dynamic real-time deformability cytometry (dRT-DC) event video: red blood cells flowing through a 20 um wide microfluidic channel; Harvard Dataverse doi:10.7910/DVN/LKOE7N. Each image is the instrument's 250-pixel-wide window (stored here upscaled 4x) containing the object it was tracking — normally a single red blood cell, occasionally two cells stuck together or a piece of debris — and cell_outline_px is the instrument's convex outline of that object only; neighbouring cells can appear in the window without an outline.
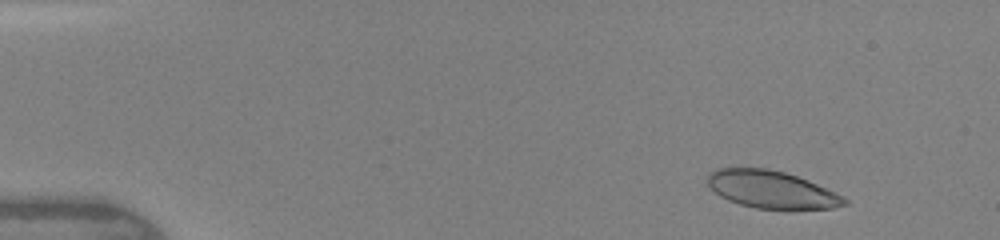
{"species": "human", "species_latin": "Homo sapiens", "temperature_condition": "warm", "stored_images_in_passage": 46, "camera_frame_rate_fps": 3000, "um_per_image_px": 0.085, "donor": {"sex": "female"}, "frame": {"image": 1, "passage_image": 4, "time_ms": 1.0, "image_size_px": [1000, 240], "cell_outline_px": [[848, 204], [832, 208], [788, 212], [756, 208], [740, 204], [728, 200], [720, 196], [708, 184], [708, 176], [716, 168], [768, 168], [784, 172], [808, 180], [836, 192], [844, 196], [848, 200]], "centroid_in_image_um": [65.67, 16.16], "position_along_channel_um": 19.3, "area_um2": 30.58}}
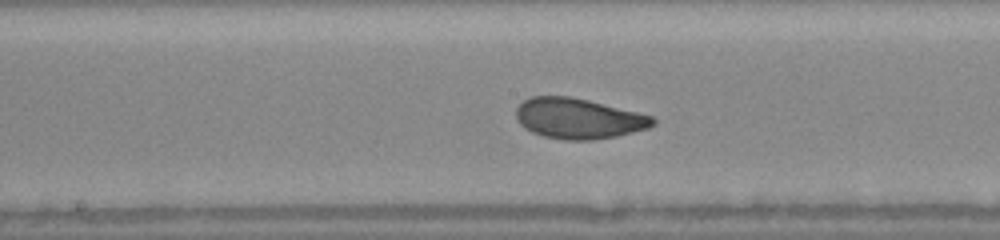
{"frame": {"image": 2, "passage_image": 24, "time_ms": 7.667, "image_size_px": [1000, 240], "cell_outline_px": [[656, 124], [648, 128], [616, 136], [592, 140], [564, 140], [544, 136], [532, 132], [524, 128], [520, 124], [516, 116], [516, 108], [524, 100], [532, 96], [568, 96], [588, 100], [652, 116], [656, 120]], "centroid_in_image_um": [49.15, 10.07], "position_along_channel_um": 199.0, "area_um2": 32.08}}
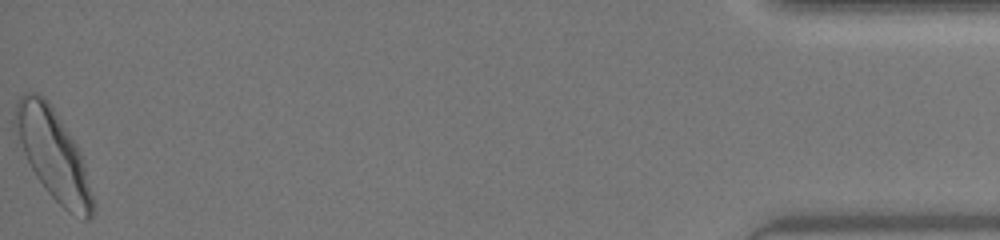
{"frame": {"image": 3, "passage_image": 46, "time_ms": 15.0, "image_size_px": [1000, 240], "cell_outline_px": [[92, 216], [88, 220], [84, 220], [68, 212], [48, 192], [36, 176], [24, 152], [12, 124], [12, 116], [16, 104], [20, 96], [24, 92], [36, 92], [44, 96], [48, 100], [76, 144], [80, 152], [84, 164], [92, 196]], "centroid_in_image_um": [4.48, 13.07], "position_along_channel_um": 430.7, "area_um2": 40.0}, "authors_computed_cell_mechanics": {"area_um2": 31.9634, "velocity_mm_per_s": 4.3261, "shape_relaxation_time_tau1_ms": 2.6992, "shape_relaxation_time_tau2_ms": 0.9383, "deformation_change_tau1": 0.1483, "deformation_change_tau2": 0.0712}}